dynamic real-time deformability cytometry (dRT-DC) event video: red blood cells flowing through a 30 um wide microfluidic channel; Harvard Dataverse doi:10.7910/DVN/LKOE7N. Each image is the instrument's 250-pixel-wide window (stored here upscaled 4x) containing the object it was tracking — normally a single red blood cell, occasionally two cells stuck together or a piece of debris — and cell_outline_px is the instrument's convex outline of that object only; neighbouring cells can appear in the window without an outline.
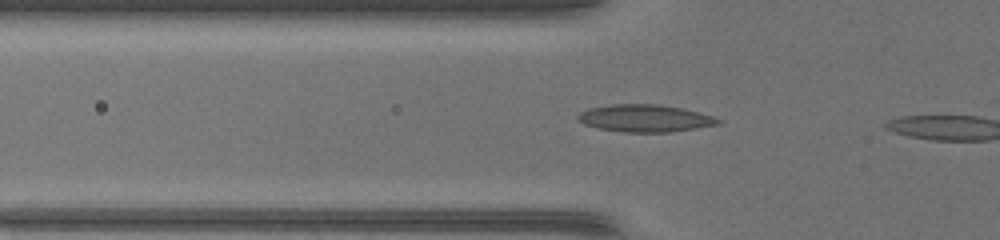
{"species": "common noctule bat (a hibernating species)", "species_latin": "Nyctalus noctula", "temperature_condition": "warm", "stored_images_in_passage": 8, "camera_frame_rate_fps": 3000, "um_per_image_px": 0.085, "animal": {"sex": "female", "body_mass_g": 17.0, "forearm_length_mm": 48.0}, "frame": {"image": 1, "passage_image": 5, "time_ms": 1.333, "image_size_px": [1000, 240], "cell_outline_px": [[724, 120], [720, 124], [696, 128], [668, 132], [624, 132], [600, 128], [584, 124], [576, 116], [580, 112], [588, 108], [612, 104], [656, 104], [680, 108], [712, 116]], "centroid_in_image_um": [54.82, 10.05], "position_along_channel_um": 71.0, "area_um2": 22.08}}